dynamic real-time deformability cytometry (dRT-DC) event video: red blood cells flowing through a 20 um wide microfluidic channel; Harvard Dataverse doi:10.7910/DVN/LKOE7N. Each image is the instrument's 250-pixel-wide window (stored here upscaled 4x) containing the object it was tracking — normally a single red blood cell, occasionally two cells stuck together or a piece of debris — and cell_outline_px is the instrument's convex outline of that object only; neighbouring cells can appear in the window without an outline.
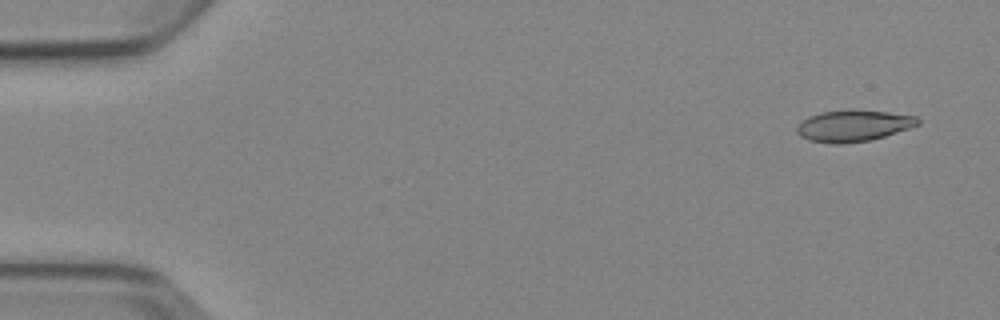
{"species": "Egyptian fruit bat (a non-hibernating species)", "species_latin": "Rousettus aegyptiacus", "temperature_condition": "cold", "stored_images_in_passage": 4, "camera_frame_rate_fps": 3000, "um_per_image_px": 0.085, "animal": {"sex": "female"}, "frame": {"image": 1, "passage_image": 1, "time_ms": 0.0, "image_size_px": [1000, 320], "cell_outline_px": [[920, 124], [872, 140], [840, 144], [836, 144], [808, 140], [800, 136], [796, 132], [796, 128], [808, 116], [820, 112], [888, 112], [916, 116], [920, 120]], "centroid_in_image_um": [72.53, 10.73], "position_along_channel_um": 12.5, "area_um2": 21.39}}
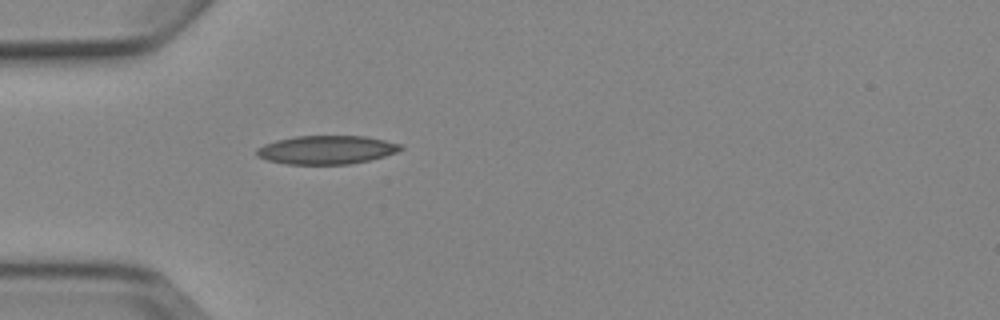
{"frame": {"image": 2, "passage_image": 4, "time_ms": 4.333, "image_size_px": [1000, 320], "cell_outline_px": [[404, 148], [396, 152], [384, 156], [352, 164], [284, 164], [268, 160], [256, 156], [256, 148], [264, 144], [276, 140], [296, 136], [364, 136], [384, 140], [400, 144]], "centroid_in_image_um": [27.72, 12.74], "position_along_channel_um": 57.3, "area_um2": 23.93}}